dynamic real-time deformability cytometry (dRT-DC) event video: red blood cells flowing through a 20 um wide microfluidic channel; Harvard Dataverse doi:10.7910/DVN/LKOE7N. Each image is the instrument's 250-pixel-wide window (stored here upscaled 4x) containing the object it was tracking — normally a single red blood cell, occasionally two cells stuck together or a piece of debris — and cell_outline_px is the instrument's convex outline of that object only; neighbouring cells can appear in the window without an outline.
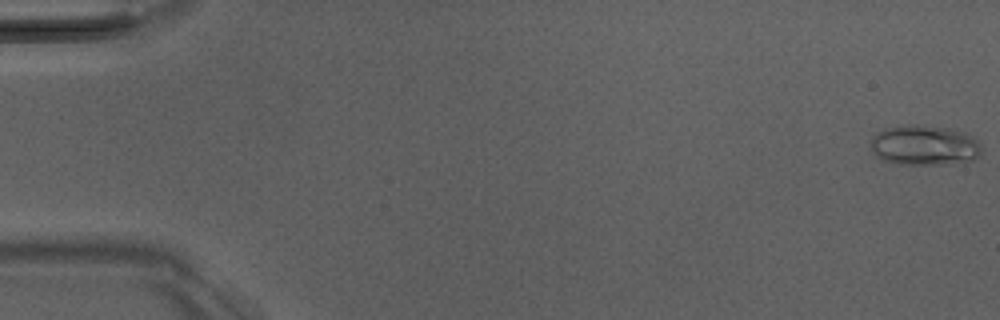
{"species": "Egyptian fruit bat (a non-hibernating species)", "species_latin": "Rousettus aegyptiacus", "temperature_condition": "room temperature", "stored_images_in_passage": 16, "camera_frame_rate_fps": 3000, "um_per_image_px": 0.085, "animal": {"sex": "male"}, "frame": {"image": 1, "passage_image": 1, "time_ms": 0.0, "image_size_px": [1000, 320], "cell_outline_px": [[980, 152], [972, 160], [940, 164], [900, 164], [880, 160], [872, 152], [872, 140], [876, 132], [888, 128], [904, 124], [916, 124], [948, 128], [964, 132], [972, 136], [976, 140], [980, 148]], "centroid_in_image_um": [78.52, 12.34], "position_along_channel_um": 6.5, "area_um2": 25.72}}